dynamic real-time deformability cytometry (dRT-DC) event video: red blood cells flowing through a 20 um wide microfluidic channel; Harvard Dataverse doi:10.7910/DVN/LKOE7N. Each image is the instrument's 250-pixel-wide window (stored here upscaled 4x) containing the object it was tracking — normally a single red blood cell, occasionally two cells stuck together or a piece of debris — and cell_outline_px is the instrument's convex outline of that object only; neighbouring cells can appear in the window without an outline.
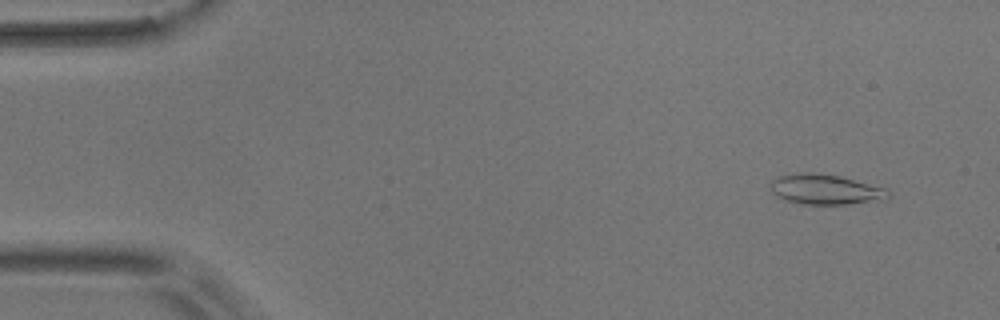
{"species": "common noctule bat (a hibernating species)", "species_latin": "Nyctalus noctula", "temperature_condition": "room temperature", "stored_images_in_passage": 48, "camera_frame_rate_fps": 3000, "um_per_image_px": 0.085, "animal": {"sex": "male", "body_mass_g": 17.9}, "frame": {"image": 1, "passage_image": 4, "time_ms": 1.0, "image_size_px": [1000, 320], "cell_outline_px": [[892, 196], [884, 200], [844, 204], [800, 204], [788, 200], [772, 192], [768, 184], [772, 180], [780, 176], [808, 172], [812, 172], [840, 176], [884, 188], [892, 192]], "centroid_in_image_um": [70.2, 16.1], "position_along_channel_um": 14.8, "area_um2": 20.52}}
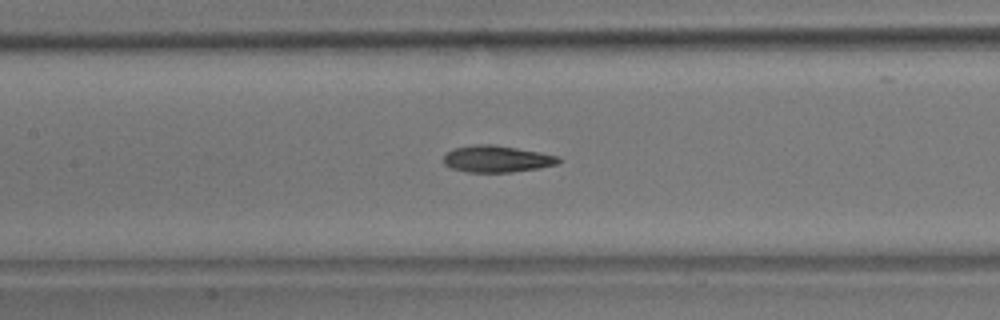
{"frame": {"image": 2, "passage_image": 25, "time_ms": 8.0, "image_size_px": [1000, 320], "cell_outline_px": [[564, 160], [556, 164], [540, 168], [512, 172], [468, 172], [452, 168], [444, 164], [444, 156], [452, 148], [476, 144], [492, 144], [540, 152], [560, 156]], "centroid_in_image_um": [42.27, 13.5], "position_along_channel_um": 165.1, "area_um2": 17.98}}
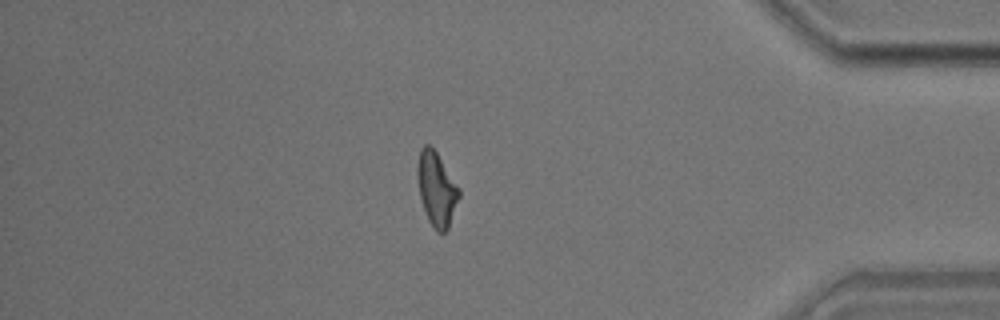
{"frame": {"image": 3, "passage_image": 47, "time_ms": 15.333, "image_size_px": [1000, 320], "cell_outline_px": [[460, 196], [448, 228], [444, 232], [436, 232], [432, 228], [428, 220], [420, 196], [416, 172], [416, 168], [420, 148], [424, 144], [428, 144], [436, 152], [460, 188]], "centroid_in_image_um": [37.1, 16.06], "position_along_channel_um": 398.1, "area_um2": 17.92}, "authors_computed_cell_mechanics": {"area_um2": 18.207, "velocity_mm_per_s": 3.645, "shape_relaxation_time_tau1_ms": 6.0629, "shape_relaxation_time_tau2_ms": 4.0023, "deformation_change_tau1": 0.162, "deformation_change_tau2": 0.1275}}